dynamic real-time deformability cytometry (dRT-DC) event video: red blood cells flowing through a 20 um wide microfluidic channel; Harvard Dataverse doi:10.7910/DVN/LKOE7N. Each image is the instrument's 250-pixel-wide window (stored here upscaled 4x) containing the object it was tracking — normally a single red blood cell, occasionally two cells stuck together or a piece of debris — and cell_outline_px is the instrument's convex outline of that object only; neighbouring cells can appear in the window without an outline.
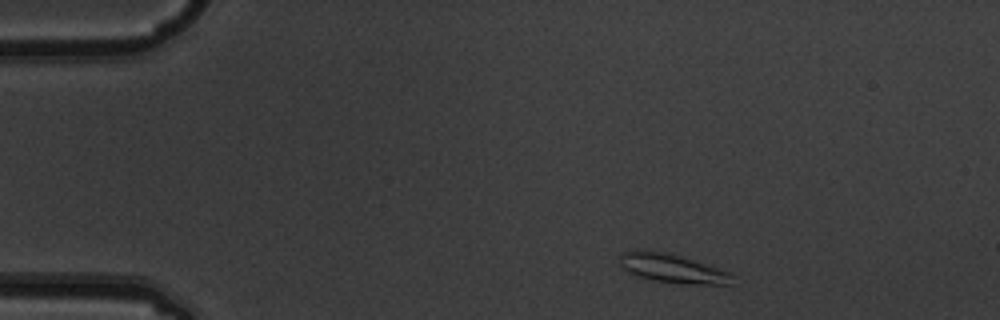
{"species": "common noctule bat (a hibernating species)", "species_latin": "Nyctalus noctula", "temperature_condition": "warm", "stored_images_in_passage": 4, "camera_frame_rate_fps": 3000, "um_per_image_px": 0.085, "animal": {"sex": "male", "body_mass_g": 19.5, "forearm_length_mm": 54.6}, "frame": {"image": 1, "passage_image": 1, "time_ms": 0.0, "image_size_px": [1000, 320], "cell_outline_px": [[732, 284], [680, 284], [652, 280], [636, 276], [620, 268], [620, 256], [624, 252], [636, 248], [644, 248], [668, 252], [728, 272], [732, 276]], "centroid_in_image_um": [57.03, 22.79], "position_along_channel_um": 28.0, "area_um2": 19.13}}